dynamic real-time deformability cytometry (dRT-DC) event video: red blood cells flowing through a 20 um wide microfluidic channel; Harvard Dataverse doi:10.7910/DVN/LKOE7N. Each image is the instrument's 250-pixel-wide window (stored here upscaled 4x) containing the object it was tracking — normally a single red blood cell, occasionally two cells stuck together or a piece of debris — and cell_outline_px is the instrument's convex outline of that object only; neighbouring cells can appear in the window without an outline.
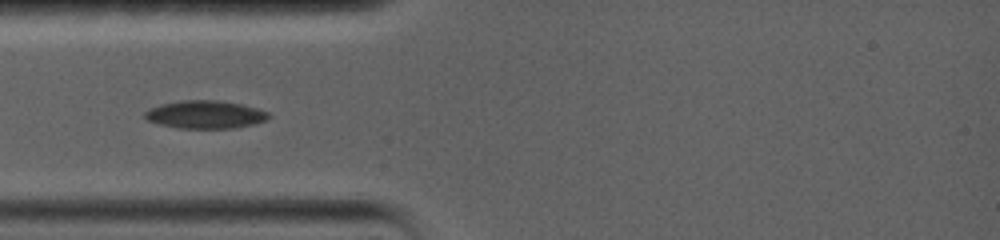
{"species": "common noctule bat (a hibernating species)", "species_latin": "Nyctalus noctula", "temperature_condition": "warm", "stored_images_in_passage": 29, "camera_frame_rate_fps": 5000, "um_per_image_px": 0.085, "animal": {"sex": "female", "body_mass_g": 19.0, "forearm_length_mm": 56.7}, "frame": {"image": 1, "passage_image": 3, "time_ms": 1.6, "image_size_px": [1000, 240], "cell_outline_px": [[268, 116], [264, 120], [252, 124], [232, 128], [176, 128], [160, 124], [148, 120], [144, 116], [144, 112], [148, 108], [160, 104], [180, 100], [216, 100], [240, 104], [256, 108], [268, 112]], "centroid_in_image_um": [17.37, 9.73], "position_along_channel_um": 67.6, "area_um2": 19.94}}
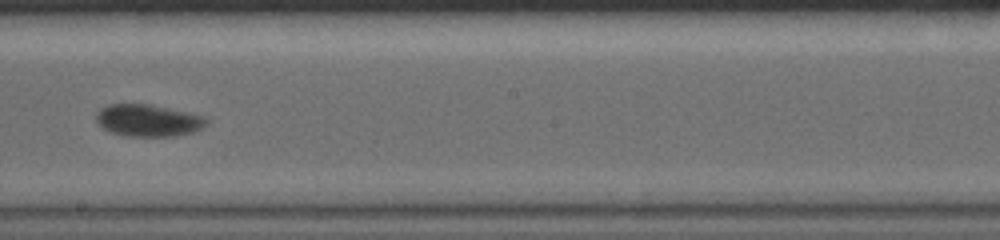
{"frame": {"image": 2, "passage_image": 10, "time_ms": 6.4, "image_size_px": [1000, 240], "cell_outline_px": [[208, 124], [196, 132], [172, 136], [128, 136], [108, 132], [96, 120], [96, 112], [100, 108], [108, 104], [152, 104], [188, 112], [204, 116], [208, 120]], "centroid_in_image_um": [12.61, 10.23], "position_along_channel_um": 235.6, "area_um2": 20.81}}
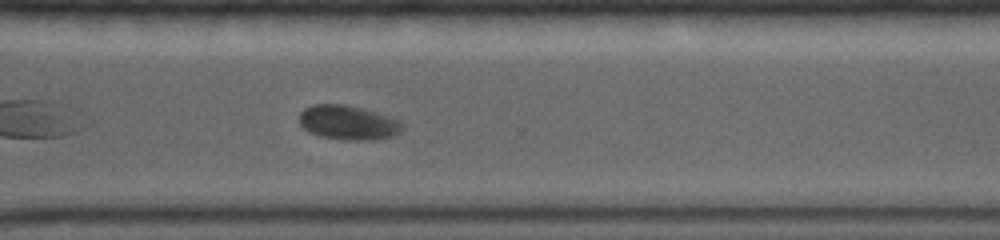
{"frame": {"image": 3, "passage_image": 19, "time_ms": 9.4, "image_size_px": [1000, 240], "cell_outline_px": [[404, 128], [400, 132], [392, 136], [376, 140], [348, 140], [320, 136], [308, 132], [300, 124], [300, 112], [304, 108], [312, 104], [344, 104], [364, 108], [404, 120]], "centroid_in_image_um": [29.65, 10.41], "position_along_channel_um": 340.9, "area_um2": 21.1}}